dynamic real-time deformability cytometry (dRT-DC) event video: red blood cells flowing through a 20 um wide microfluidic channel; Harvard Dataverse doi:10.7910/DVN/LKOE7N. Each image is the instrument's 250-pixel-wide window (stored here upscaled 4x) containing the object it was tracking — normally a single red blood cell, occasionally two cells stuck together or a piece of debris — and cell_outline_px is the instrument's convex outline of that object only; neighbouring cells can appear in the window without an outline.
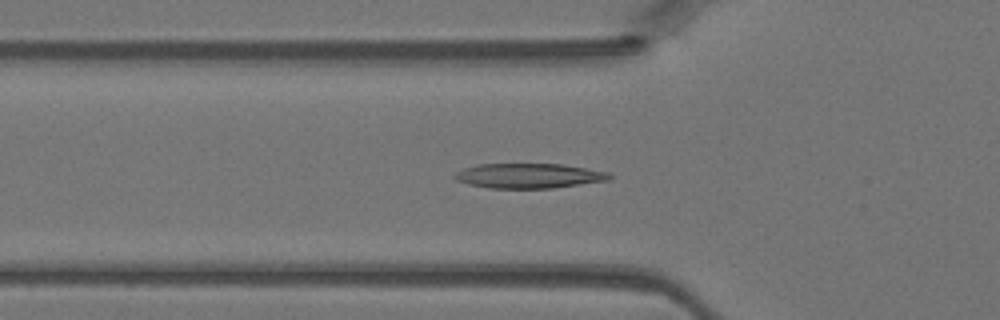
{"species": "Egyptian fruit bat (a non-hibernating species)", "species_latin": "Rousettus aegyptiacus", "temperature_condition": "warm", "stored_images_in_passage": 46, "camera_frame_rate_fps": 3000, "um_per_image_px": 0.085, "animal": {"sex": "female"}, "frame": {"image": 1, "passage_image": 15, "time_ms": 4.667, "image_size_px": [1000, 320], "cell_outline_px": [[612, 176], [608, 180], [552, 188], [488, 188], [468, 184], [456, 180], [452, 176], [456, 172], [464, 168], [480, 164], [564, 164], [608, 172]], "centroid_in_image_um": [44.92, 14.94], "position_along_channel_um": 80.9, "area_um2": 22.31}}
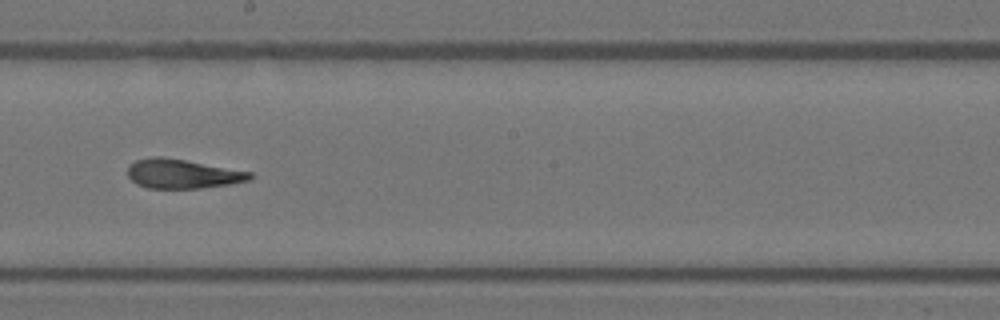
{"frame": {"image": 2, "passage_image": 25, "time_ms": 8.0, "image_size_px": [1000, 320], "cell_outline_px": [[252, 176], [248, 180], [228, 184], [200, 188], [148, 188], [136, 184], [128, 176], [128, 164], [136, 160], [152, 156], [160, 156], [184, 160], [252, 172]], "centroid_in_image_um": [15.45, 14.77], "position_along_channel_um": 232.8, "area_um2": 20.63}}
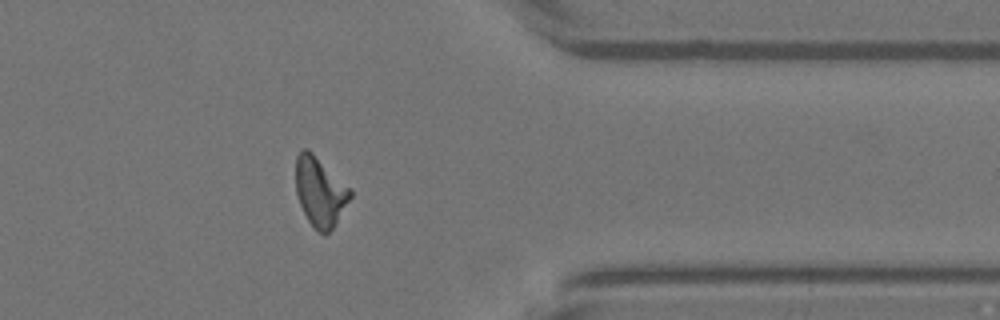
{"frame": {"image": 3, "passage_image": 36, "time_ms": 11.667, "image_size_px": [1000, 320], "cell_outline_px": [[352, 196], [332, 228], [324, 236], [312, 228], [300, 204], [296, 192], [296, 156], [304, 148], [308, 148], [352, 188]], "centroid_in_image_um": [27.21, 16.29], "position_along_channel_um": 384.2, "area_um2": 22.14}}